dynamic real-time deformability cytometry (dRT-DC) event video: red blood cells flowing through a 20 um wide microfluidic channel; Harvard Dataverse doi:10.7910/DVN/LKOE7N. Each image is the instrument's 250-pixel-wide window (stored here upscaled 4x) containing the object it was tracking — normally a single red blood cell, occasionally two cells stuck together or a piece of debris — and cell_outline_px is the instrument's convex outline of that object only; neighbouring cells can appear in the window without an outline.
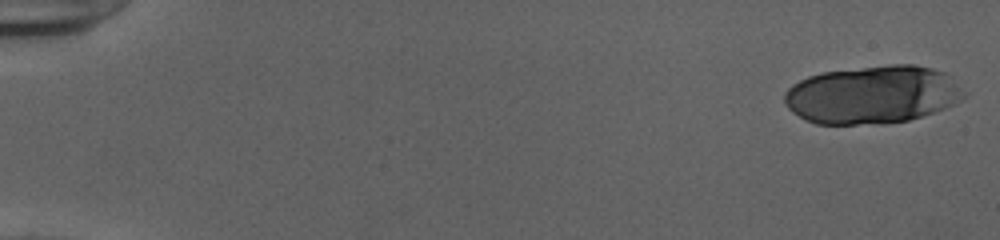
{"species": "human", "species_latin": "Homo sapiens", "temperature_condition": "cold", "stored_images_in_passage": 52, "camera_frame_rate_fps": 3000, "um_per_image_px": 0.085, "donor": {"sex": "female"}, "frame": {"image": 1, "passage_image": 1, "time_ms": 0.0, "image_size_px": [1000, 240], "cell_outline_px": [[968, 92], [960, 100], [944, 108], [908, 120], [884, 124], [816, 124], [792, 112], [784, 104], [784, 92], [792, 84], [808, 76], [820, 72], [888, 64], [916, 64], [948, 72]], "centroid_in_image_um": [74.19, 8.03], "position_along_channel_um": 10.8, "area_um2": 61.33}}
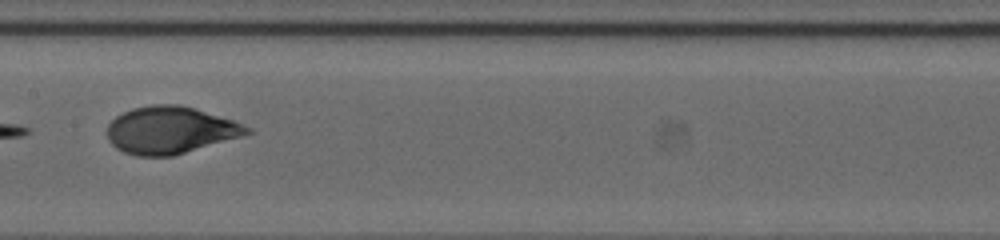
{"frame": {"image": 2, "passage_image": 29, "time_ms": 9.333, "image_size_px": [1000, 240], "cell_outline_px": [[252, 132], [240, 136], [172, 156], [136, 156], [124, 152], [116, 148], [108, 140], [108, 124], [116, 116], [132, 108], [152, 104], [176, 104], [192, 108], [232, 120], [252, 128]], "centroid_in_image_um": [14.42, 11.06], "position_along_channel_um": 193.0, "area_um2": 37.92}}
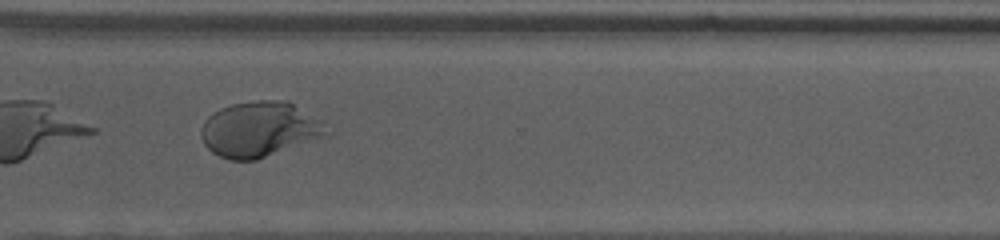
{"frame": {"image": 3, "passage_image": 41, "time_ms": 13.333, "image_size_px": [1000, 240], "cell_outline_px": [[324, 120], [320, 136], [256, 160], [228, 160], [212, 152], [204, 144], [200, 136], [200, 128], [204, 120], [212, 112], [220, 108], [232, 104], [256, 100], [288, 100]], "centroid_in_image_um": [21.95, 10.96], "position_along_channel_um": 348.7, "area_um2": 39.88}, "authors_computed_cell_mechanics": {"area_um2": 40.46, "velocity_mm_per_s": 3.8982, "shape_relaxation_time_tau1_ms": 4.559, "shape_relaxation_time_tau2_ms": null, "deformation_change_tau1": 0.2119, "deformation_change_tau2": null}}